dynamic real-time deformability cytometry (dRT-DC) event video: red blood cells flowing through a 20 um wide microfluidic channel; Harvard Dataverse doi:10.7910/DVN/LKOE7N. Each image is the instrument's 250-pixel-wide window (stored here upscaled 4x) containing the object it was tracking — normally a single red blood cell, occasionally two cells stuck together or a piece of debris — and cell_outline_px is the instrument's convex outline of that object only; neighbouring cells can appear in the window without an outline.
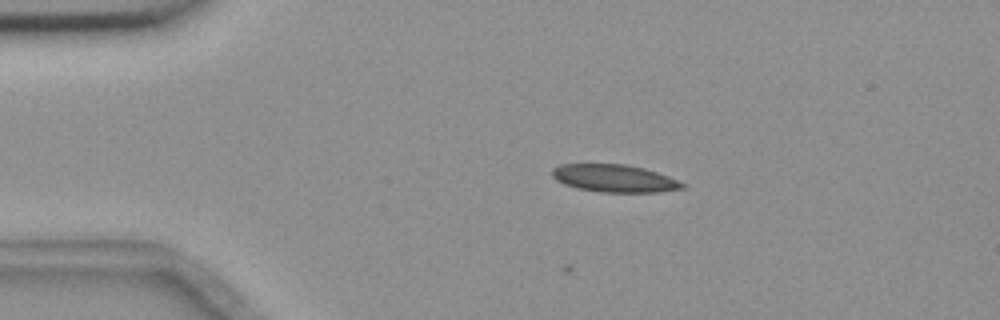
{"species": "common noctule bat (a hibernating species)", "species_latin": "Nyctalus noctula", "temperature_condition": "room temperature", "stored_images_in_passage": 2, "camera_frame_rate_fps": 3000, "um_per_image_px": 0.085, "animal": {"sex": "female", "body_mass_g": 18.4}, "frame": {"image": 1, "passage_image": 2, "time_ms": 0.333, "image_size_px": [1000, 320], "cell_outline_px": [[688, 184], [684, 188], [656, 192], [600, 192], [580, 188], [564, 184], [556, 180], [552, 176], [552, 168], [560, 164], [628, 164], [644, 168], [668, 176]], "centroid_in_image_um": [52.24, 15.15], "position_along_channel_um": 32.8, "area_um2": 20.92}}